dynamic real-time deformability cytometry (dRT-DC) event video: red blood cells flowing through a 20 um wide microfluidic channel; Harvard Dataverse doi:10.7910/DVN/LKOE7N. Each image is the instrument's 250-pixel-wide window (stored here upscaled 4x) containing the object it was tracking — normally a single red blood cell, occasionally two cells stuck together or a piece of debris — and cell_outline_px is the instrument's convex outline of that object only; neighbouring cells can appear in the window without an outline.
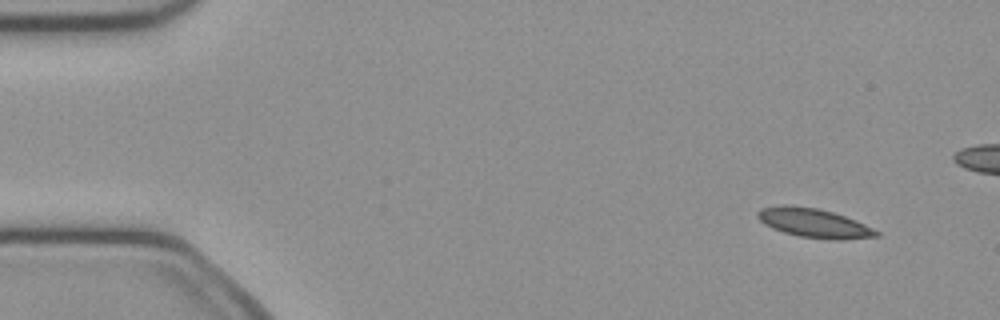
{"species": "common noctule bat (a hibernating species)", "species_latin": "Nyctalus noctula", "temperature_condition": "cold", "stored_images_in_passage": 49, "camera_frame_rate_fps": 3000, "um_per_image_px": 0.085, "animal": {"sex": "female", "body_mass_g": 21.9}, "frame": {"image": 1, "passage_image": 1, "time_ms": 0.0, "image_size_px": [1000, 320], "cell_outline_px": [[880, 236], [844, 240], [828, 240], [800, 236], [784, 232], [772, 228], [764, 224], [756, 216], [756, 212], [760, 208], [784, 204], [792, 204], [820, 208], [856, 220], [880, 232]], "centroid_in_image_um": [69.17, 18.95], "position_along_channel_um": 15.8, "area_um2": 20.46}}
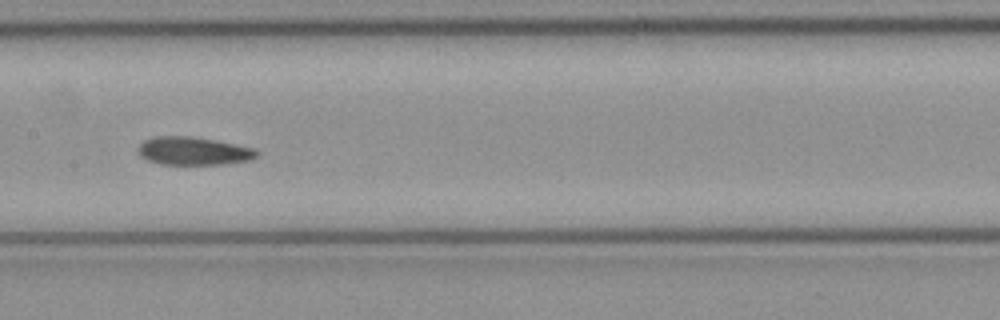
{"frame": {"image": 2, "passage_image": 22, "time_ms": 7.0, "image_size_px": [1000, 320], "cell_outline_px": [[260, 152], [256, 156], [248, 160], [220, 164], [160, 164], [148, 160], [140, 156], [136, 152], [136, 148], [144, 140], [152, 136], [192, 136], [216, 140], [256, 148]], "centroid_in_image_um": [16.4, 12.82], "position_along_channel_um": 191.0, "area_um2": 19.59}}
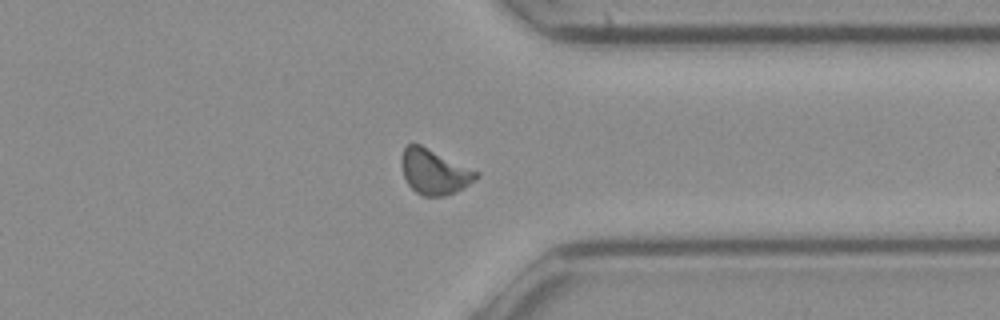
{"frame": {"image": 3, "passage_image": 36, "time_ms": 11.667, "image_size_px": [1000, 320], "cell_outline_px": [[480, 176], [464, 188], [444, 196], [424, 196], [416, 192], [408, 184], [404, 176], [400, 164], [400, 156], [404, 148], [408, 144], [420, 144], [480, 172]], "centroid_in_image_um": [36.91, 14.59], "position_along_channel_um": 374.5, "area_um2": 19.71}, "authors_computed_cell_mechanics": {"area_um2": 19.363, "velocity_mm_per_s": 4.014, "shape_relaxation_time_tau1_ms": 2.9096, "shape_relaxation_time_tau2_ms": 5.795, "deformation_change_tau1": 0.0999, "deformation_change_tau2": 0.1229}}